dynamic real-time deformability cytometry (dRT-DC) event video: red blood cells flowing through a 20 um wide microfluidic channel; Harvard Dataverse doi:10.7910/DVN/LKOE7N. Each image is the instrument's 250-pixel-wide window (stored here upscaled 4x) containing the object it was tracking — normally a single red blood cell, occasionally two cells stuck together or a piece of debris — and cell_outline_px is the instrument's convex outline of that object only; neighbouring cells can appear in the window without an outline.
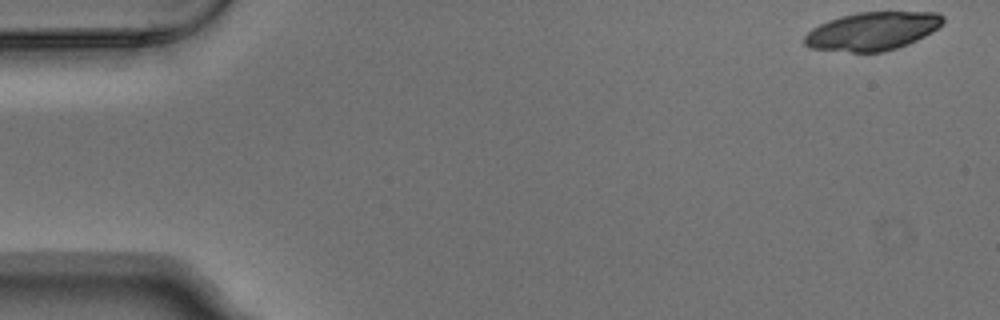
{"species": "Egyptian fruit bat (a non-hibernating species)", "species_latin": "Rousettus aegyptiacus", "temperature_condition": "warm", "stored_images_in_passage": 5, "camera_frame_rate_fps": 3000, "um_per_image_px": 0.085, "animal": {"sex": "male"}, "frame": {"image": 1, "passage_image": 1, "time_ms": 0.0, "image_size_px": [1000, 320], "cell_outline_px": [[944, 20], [932, 32], [908, 44], [884, 52], [852, 52], [808, 48], [804, 44], [804, 36], [812, 28], [828, 20], [840, 16], [860, 12], [936, 12], [944, 16]], "centroid_in_image_um": [74.12, 2.65], "position_along_channel_um": 10.9, "area_um2": 30.81}}
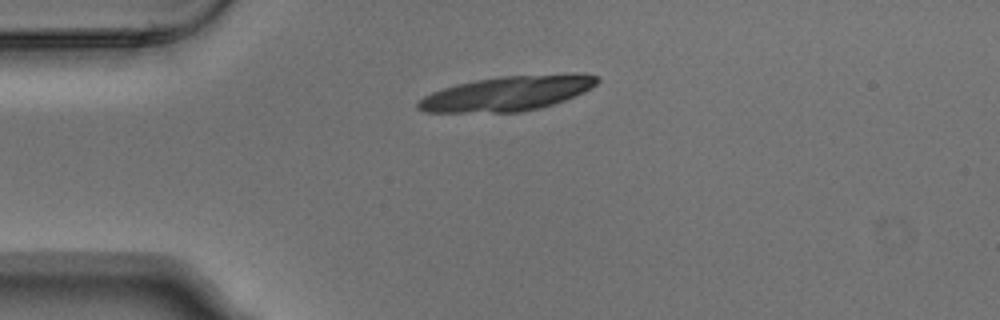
{"frame": {"image": 2, "passage_image": 4, "time_ms": 1.0, "image_size_px": [1000, 320], "cell_outline_px": [[600, 80], [592, 88], [584, 92], [564, 100], [540, 108], [520, 112], [424, 112], [416, 108], [416, 104], [424, 96], [432, 92], [456, 84], [476, 80], [500, 76], [572, 72], [576, 72], [596, 76]], "centroid_in_image_um": [43.16, 7.92], "position_along_channel_um": 41.8, "area_um2": 36.53}}